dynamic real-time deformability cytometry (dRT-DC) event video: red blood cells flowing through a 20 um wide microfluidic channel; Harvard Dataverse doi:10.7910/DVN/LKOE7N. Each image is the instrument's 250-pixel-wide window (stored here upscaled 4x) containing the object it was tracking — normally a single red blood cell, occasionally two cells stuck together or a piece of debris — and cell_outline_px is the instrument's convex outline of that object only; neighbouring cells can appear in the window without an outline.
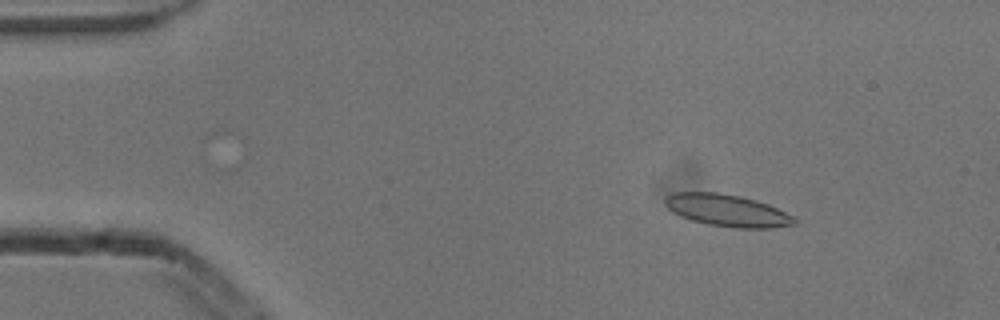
{"species": "common noctule bat (a hibernating species)", "species_latin": "Nyctalus noctula", "temperature_condition": "cold", "stored_images_in_passage": 4, "camera_frame_rate_fps": 3000, "um_per_image_px": 0.085, "animal": {"sex": "male", "body_mass_g": 13.3}, "frame": {"image": 1, "passage_image": 2, "time_ms": 0.333, "image_size_px": [1000, 320], "cell_outline_px": [[800, 224], [772, 228], [732, 228], [708, 224], [692, 220], [680, 216], [672, 212], [664, 204], [664, 200], [668, 196], [676, 192], [716, 192], [740, 196], [756, 200], [768, 204], [796, 216], [800, 220]], "centroid_in_image_um": [61.9, 17.9], "position_along_channel_um": 23.1, "area_um2": 24.51}}
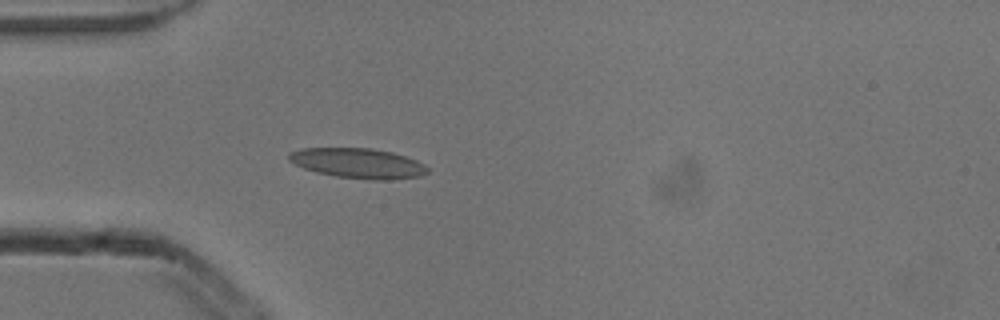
{"frame": {"image": 2, "passage_image": 4, "time_ms": 1.0, "image_size_px": [1000, 320], "cell_outline_px": [[428, 172], [420, 176], [388, 180], [376, 180], [336, 176], [316, 172], [304, 168], [288, 160], [288, 152], [300, 148], [372, 148], [392, 152], [416, 160], [424, 164], [428, 168]], "centroid_in_image_um": [30.42, 13.87], "position_along_channel_um": 54.6, "area_um2": 24.22}}